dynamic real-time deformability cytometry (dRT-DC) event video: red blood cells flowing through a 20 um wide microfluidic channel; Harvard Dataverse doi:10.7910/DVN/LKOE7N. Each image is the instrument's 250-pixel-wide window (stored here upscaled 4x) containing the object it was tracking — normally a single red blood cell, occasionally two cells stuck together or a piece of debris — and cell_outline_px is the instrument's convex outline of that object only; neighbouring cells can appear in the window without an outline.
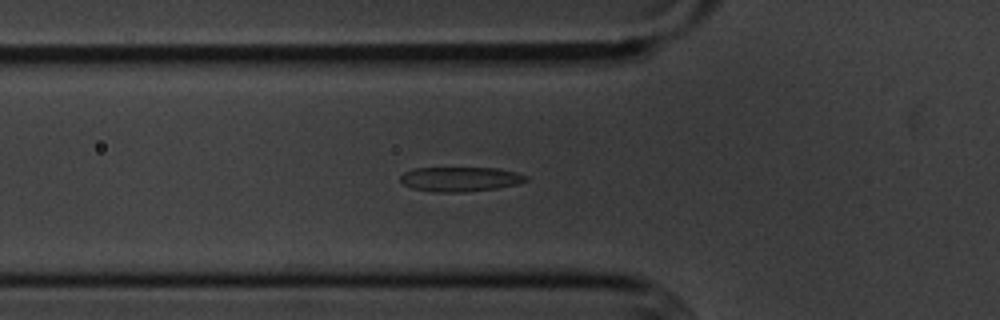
{"species": "common noctule bat (a hibernating species)", "species_latin": "Nyctalus noctula", "temperature_condition": "cold", "stored_images_in_passage": 52, "camera_frame_rate_fps": 3000, "um_per_image_px": 0.085, "animal": {"sex": "male", "body_mass_g": 20.1, "forearm_length_mm": 53.5}, "frame": {"image": 1, "passage_image": 16, "time_ms": 5.0, "image_size_px": [1000, 320], "cell_outline_px": [[528, 180], [516, 184], [496, 188], [464, 192], [432, 192], [412, 188], [404, 184], [400, 180], [400, 176], [404, 172], [412, 168], [496, 168], [516, 172], [528, 176]], "centroid_in_image_um": [39.09, 15.22], "position_along_channel_um": 86.7, "area_um2": 17.98}}
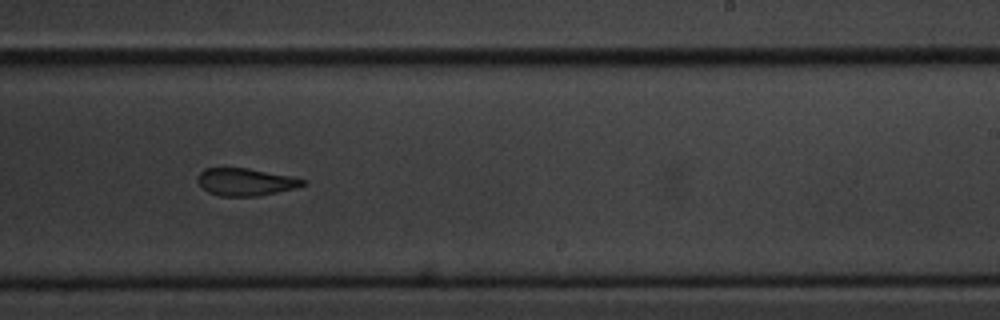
{"frame": {"image": 2, "passage_image": 31, "time_ms": 10.0, "image_size_px": [1000, 320], "cell_outline_px": [[308, 184], [276, 192], [256, 196], [220, 196], [208, 192], [196, 180], [196, 176], [204, 168], [248, 168], [292, 176], [308, 180]], "centroid_in_image_um": [20.87, 15.45], "position_along_channel_um": 268.1, "area_um2": 16.82}}
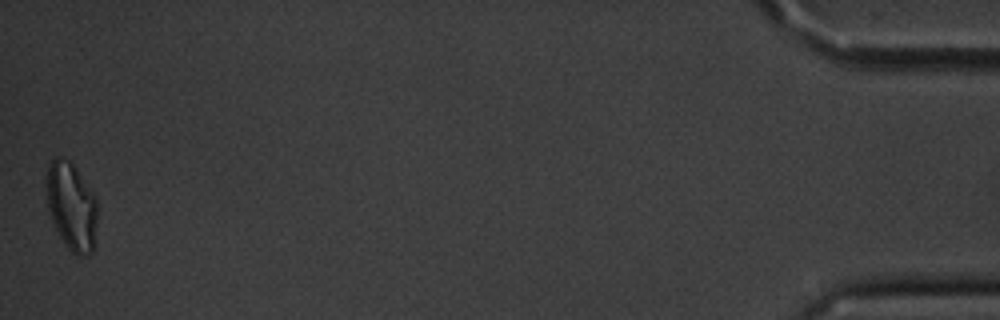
{"frame": {"image": 3, "passage_image": 52, "time_ms": 17.0, "image_size_px": [1000, 320], "cell_outline_px": [[96, 224], [92, 252], [88, 256], [76, 256], [68, 248], [60, 236], [52, 220], [48, 208], [48, 164], [56, 156], [60, 156], [72, 160], [92, 192], [96, 200]], "centroid_in_image_um": [6.09, 17.52], "position_along_channel_um": 429.1, "area_um2": 25.78}, "authors_computed_cell_mechanics": {"area_um2": 18.7272, "velocity_mm_per_s": 3.6182, "shape_relaxation_time_tau1_ms": 6.2288, "shape_relaxation_time_tau2_ms": 6.4701, "deformation_change_tau1": 0.1621, "deformation_change_tau2": 0.1225}}